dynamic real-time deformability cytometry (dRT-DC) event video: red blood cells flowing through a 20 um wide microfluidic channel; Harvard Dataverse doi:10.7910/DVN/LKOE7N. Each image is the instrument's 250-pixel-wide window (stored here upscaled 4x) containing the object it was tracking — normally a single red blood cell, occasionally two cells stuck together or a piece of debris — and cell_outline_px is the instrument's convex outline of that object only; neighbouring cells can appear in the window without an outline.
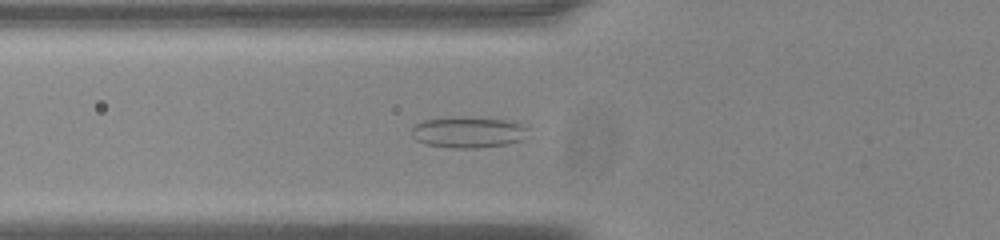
{"species": "common noctule bat (a hibernating species)", "species_latin": "Nyctalus noctula", "temperature_condition": "room temperature", "stored_images_in_passage": 35, "camera_frame_rate_fps": 3000, "um_per_image_px": 0.085, "animal": {"sex": "male", "body_mass_g": 20.0, "forearm_length_mm": 53.3}, "frame": {"image": 1, "passage_image": 3, "time_ms": 0.667, "image_size_px": [1000, 240], "cell_outline_px": [[528, 128], [520, 140], [504, 144], [476, 148], [456, 148], [424, 144], [416, 140], [412, 136], [412, 128], [416, 124], [424, 120], [448, 116], [468, 116], [504, 120], [520, 124]], "centroid_in_image_um": [39.71, 11.22], "position_along_channel_um": 86.1, "area_um2": 21.04}}
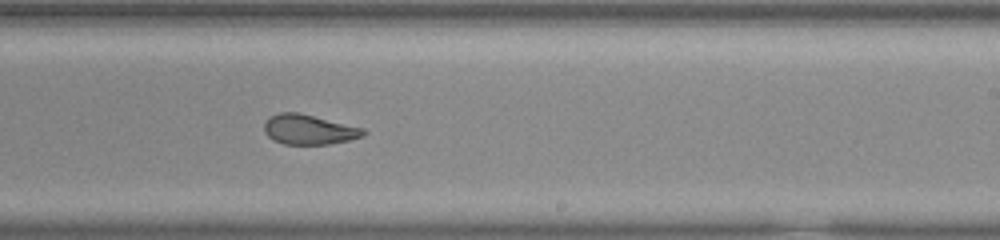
{"frame": {"image": 2, "passage_image": 17, "time_ms": 5.333, "image_size_px": [1000, 240], "cell_outline_px": [[368, 132], [364, 136], [348, 140], [328, 144], [284, 144], [272, 140], [264, 132], [264, 120], [268, 116], [280, 112], [300, 112], [364, 128]], "centroid_in_image_um": [26.24, 10.99], "position_along_channel_um": 262.8, "area_um2": 17.57}}
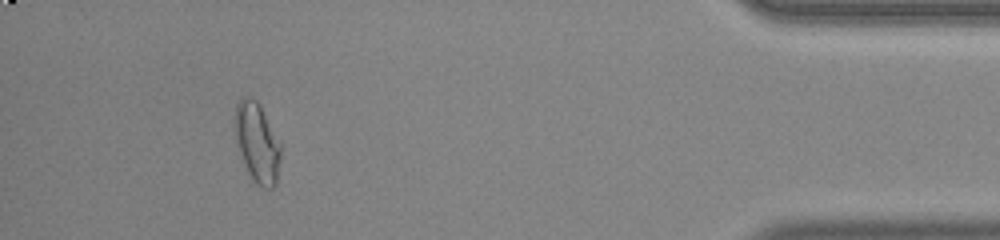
{"frame": {"image": 3, "passage_image": 33, "time_ms": 10.667, "image_size_px": [1000, 240], "cell_outline_px": [[280, 160], [276, 184], [272, 188], [264, 188], [256, 184], [252, 180], [248, 172], [236, 144], [236, 104], [244, 96], [248, 96], [256, 100], [260, 104], [280, 140]], "centroid_in_image_um": [21.88, 12.13], "position_along_channel_um": 413.3, "area_um2": 21.21}}